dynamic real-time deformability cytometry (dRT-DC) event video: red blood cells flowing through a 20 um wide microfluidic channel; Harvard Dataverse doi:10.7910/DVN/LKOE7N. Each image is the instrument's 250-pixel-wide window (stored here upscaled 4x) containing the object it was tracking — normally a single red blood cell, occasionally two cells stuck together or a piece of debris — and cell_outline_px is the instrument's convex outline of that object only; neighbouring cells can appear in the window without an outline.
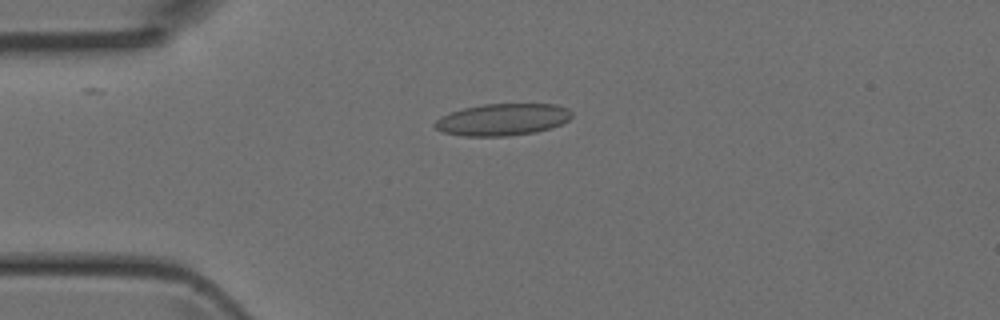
{"species": "Egyptian fruit bat (a non-hibernating species)", "species_latin": "Rousettus aegyptiacus", "temperature_condition": "room temperature", "stored_images_in_passage": 46, "camera_frame_rate_fps": 3000, "um_per_image_px": 0.085, "animal": {"sex": "female"}, "frame": {"image": 1, "passage_image": 11, "time_ms": 3.333, "image_size_px": [1000, 320], "cell_outline_px": [[572, 116], [568, 120], [552, 128], [536, 132], [508, 136], [460, 136], [444, 132], [436, 128], [432, 124], [440, 116], [464, 108], [484, 104], [556, 104], [568, 108], [572, 112]], "centroid_in_image_um": [42.73, 10.16], "position_along_channel_um": 42.3, "area_um2": 25.55}}
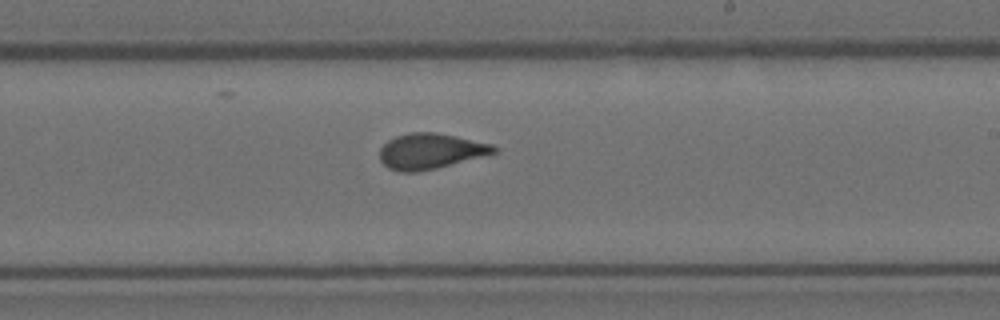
{"frame": {"image": 2, "passage_image": 27, "time_ms": 8.667, "image_size_px": [1000, 320], "cell_outline_px": [[500, 152], [436, 168], [416, 172], [400, 172], [388, 168], [380, 160], [380, 148], [388, 140], [396, 136], [408, 132], [436, 132], [456, 136], [492, 144]], "centroid_in_image_um": [36.59, 12.84], "position_along_channel_um": 252.4, "area_um2": 23.7}}
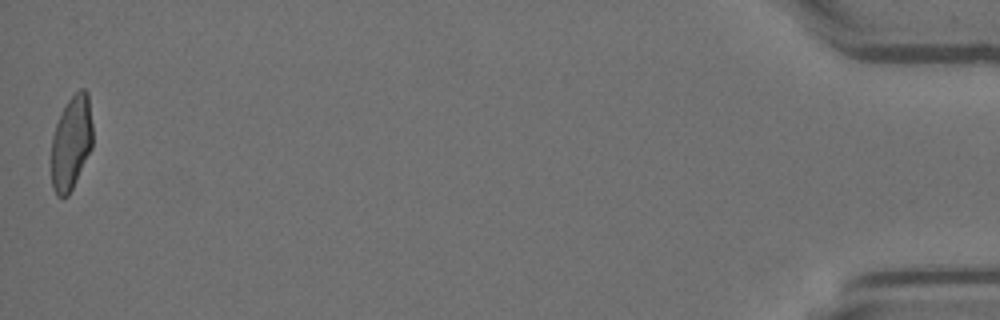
{"frame": {"image": 3, "passage_image": 46, "time_ms": 15.0, "image_size_px": [1000, 320], "cell_outline_px": [[92, 148], [68, 196], [56, 196], [52, 188], [52, 136], [56, 124], [68, 100], [80, 88], [84, 88], [88, 92], [92, 124]], "centroid_in_image_um": [6.07, 12.12], "position_along_channel_um": 429.1, "area_um2": 22.48}}